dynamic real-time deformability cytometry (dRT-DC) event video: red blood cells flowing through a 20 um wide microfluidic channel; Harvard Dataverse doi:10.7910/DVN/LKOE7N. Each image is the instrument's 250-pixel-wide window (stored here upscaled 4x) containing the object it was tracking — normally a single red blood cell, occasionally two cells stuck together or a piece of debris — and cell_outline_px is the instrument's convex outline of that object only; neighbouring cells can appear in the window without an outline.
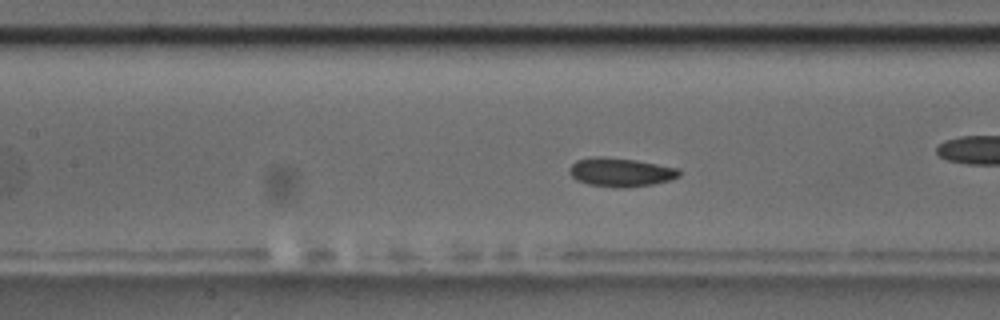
{"species": "common noctule bat (a hibernating species)", "species_latin": "Nyctalus noctula", "temperature_condition": "room temperature", "stored_images_in_passage": 14, "camera_frame_rate_fps": 3000, "um_per_image_px": 0.085, "animal": {"sex": "male", "body_mass_g": 17.5, "forearm_length_mm": 52.3}, "frame": {"image": 1, "passage_image": 12, "time_ms": 3.667, "image_size_px": [1000, 320], "cell_outline_px": [[680, 176], [672, 180], [652, 184], [624, 188], [620, 188], [588, 184], [576, 180], [568, 172], [568, 168], [576, 160], [592, 156], [600, 156], [636, 160], [680, 168]], "centroid_in_image_um": [52.75, 14.63], "position_along_channel_um": 154.6, "area_um2": 18.61}}